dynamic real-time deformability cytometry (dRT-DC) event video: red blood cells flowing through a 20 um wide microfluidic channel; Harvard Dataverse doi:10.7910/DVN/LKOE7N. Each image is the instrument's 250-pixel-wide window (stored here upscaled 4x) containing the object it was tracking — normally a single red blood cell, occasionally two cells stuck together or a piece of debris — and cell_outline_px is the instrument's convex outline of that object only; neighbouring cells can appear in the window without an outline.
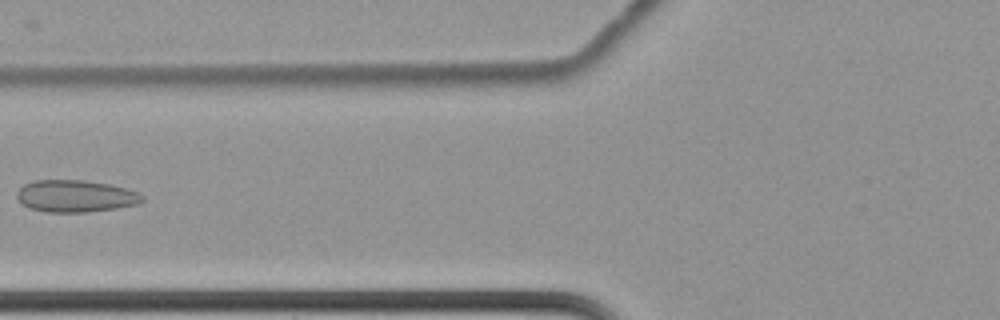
{"species": "common noctule bat (a hibernating species)", "species_latin": "Nyctalus noctula", "temperature_condition": "cold", "stored_images_in_passage": 4, "camera_frame_rate_fps": 3000, "um_per_image_px": 0.085, "animal": {"sex": "female", "body_mass_g": 22.7, "forearm_length_mm": 54.2}, "frame": {"image": 1, "passage_image": 2, "time_ms": 0.333, "image_size_px": [1000, 320], "cell_outline_px": [[144, 200], [136, 204], [116, 208], [84, 212], [48, 212], [28, 208], [20, 204], [16, 196], [16, 192], [24, 184], [36, 180], [84, 180], [108, 184], [128, 188], [144, 196]], "centroid_in_image_um": [6.38, 16.67], "position_along_channel_um": 119.4, "area_um2": 23.47}}
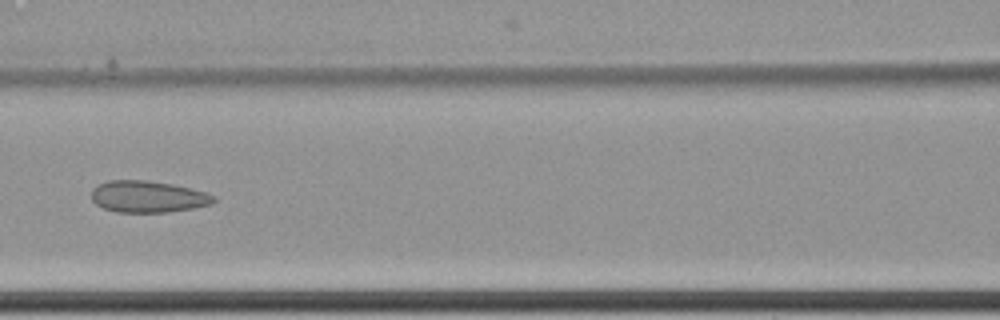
{"frame": {"image": 2, "passage_image": 3, "time_ms": 0.667, "image_size_px": [1000, 320], "cell_outline_px": [[216, 200], [212, 204], [192, 208], [168, 212], [116, 212], [104, 208], [96, 204], [92, 200], [92, 188], [108, 180], [144, 180], [172, 184], [204, 192], [216, 196]], "centroid_in_image_um": [12.56, 16.72], "position_along_channel_um": 154.0, "area_um2": 22.43}}
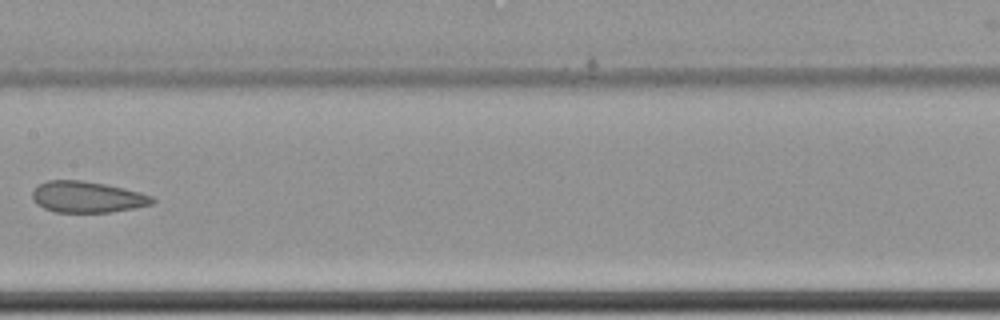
{"frame": {"image": 3, "passage_image": 4, "time_ms": 1.0, "image_size_px": [1000, 320], "cell_outline_px": [[156, 200], [152, 204], [112, 212], [56, 212], [44, 208], [36, 204], [32, 200], [32, 192], [40, 184], [48, 180], [80, 180], [104, 184], [124, 188], [140, 192], [152, 196]], "centroid_in_image_um": [7.4, 16.75], "position_along_channel_um": 200.0, "area_um2": 21.73}}